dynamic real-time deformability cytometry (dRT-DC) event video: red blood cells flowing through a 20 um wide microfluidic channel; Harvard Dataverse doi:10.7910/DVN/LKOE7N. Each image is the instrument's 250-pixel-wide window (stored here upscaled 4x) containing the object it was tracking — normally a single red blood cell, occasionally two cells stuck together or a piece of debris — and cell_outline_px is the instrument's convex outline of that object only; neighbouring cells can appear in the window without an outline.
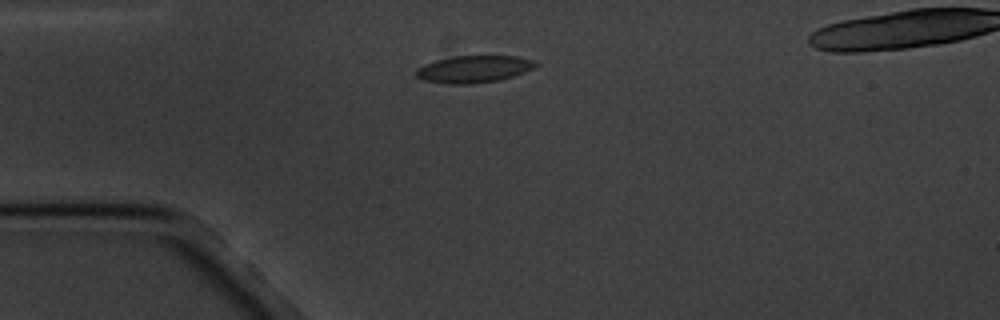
{"species": "common noctule bat (a hibernating species)", "species_latin": "Nyctalus noctula", "temperature_condition": "cold", "stored_images_in_passage": 7, "camera_frame_rate_fps": 3000, "um_per_image_px": 0.085, "animal": {"sex": "male", "body_mass_g": 20.1, "forearm_length_mm": 53.5}, "frame": {"image": 1, "passage_image": 2, "time_ms": 1.333, "image_size_px": [1000, 320], "cell_outline_px": [[540, 64], [524, 72], [500, 80], [472, 84], [444, 84], [424, 80], [416, 76], [416, 68], [424, 64], [436, 60], [452, 56], [520, 56], [532, 60]], "centroid_in_image_um": [40.25, 5.87], "position_along_channel_um": 44.7, "area_um2": 18.96}}
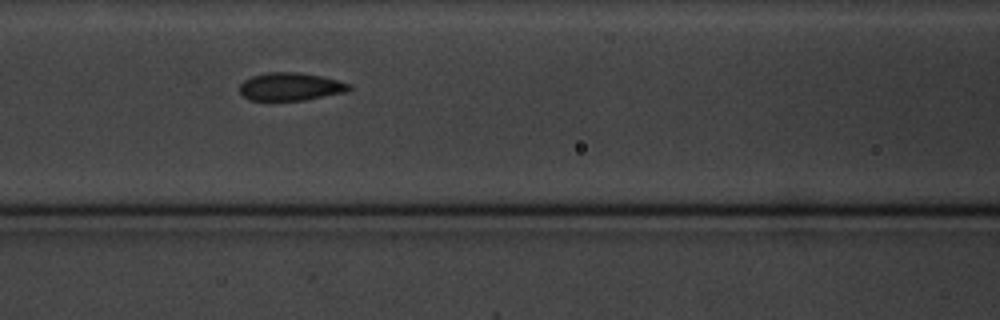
{"frame": {"image": 2, "passage_image": 5, "time_ms": 4.667, "image_size_px": [1000, 320], "cell_outline_px": [[352, 88], [348, 92], [304, 100], [248, 100], [240, 92], [240, 84], [244, 80], [252, 76], [268, 72], [300, 72], [320, 76], [352, 84]], "centroid_in_image_um": [24.72, 7.36], "position_along_channel_um": 141.9, "area_um2": 17.86}}
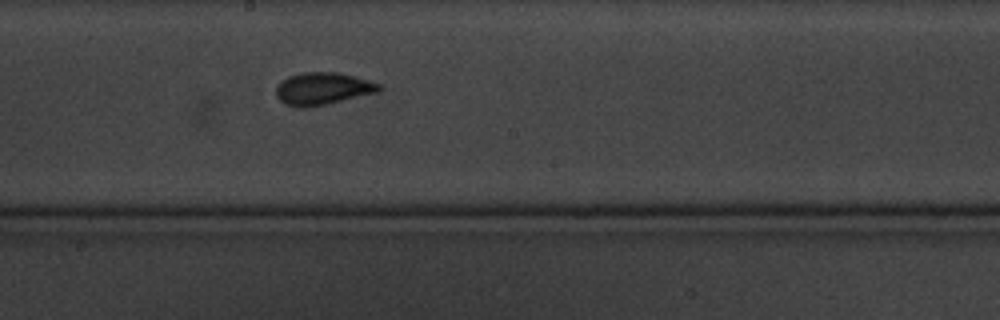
{"frame": {"image": 3, "passage_image": 7, "time_ms": 7.0, "image_size_px": [1000, 320], "cell_outline_px": [[384, 88], [380, 92], [324, 104], [304, 108], [300, 108], [284, 104], [276, 96], [276, 88], [288, 76], [304, 72], [340, 72], [368, 80], [380, 84]], "centroid_in_image_um": [27.46, 7.53], "position_along_channel_um": 220.7, "area_um2": 19.36}}